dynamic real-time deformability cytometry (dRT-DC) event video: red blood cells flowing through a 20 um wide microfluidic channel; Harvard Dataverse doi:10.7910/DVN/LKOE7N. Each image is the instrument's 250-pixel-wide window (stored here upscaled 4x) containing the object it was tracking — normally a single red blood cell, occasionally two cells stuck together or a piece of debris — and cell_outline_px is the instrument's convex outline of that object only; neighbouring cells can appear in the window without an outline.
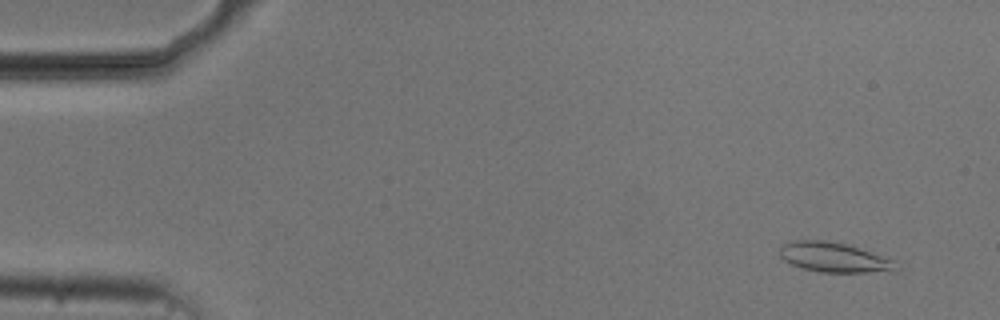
{"species": "common noctule bat (a hibernating species)", "species_latin": "Nyctalus noctula", "temperature_condition": "cold", "stored_images_in_passage": 54, "camera_frame_rate_fps": 3000, "um_per_image_px": 0.085, "animal": {"sex": "male", "body_mass_g": 20.5, "forearm_length_mm": 52.5}, "frame": {"image": 1, "passage_image": 4, "time_ms": 1.0, "image_size_px": [1000, 320], "cell_outline_px": [[900, 268], [896, 272], [820, 272], [804, 268], [792, 264], [784, 260], [780, 256], [780, 244], [792, 240], [824, 240], [844, 244], [892, 260]], "centroid_in_image_um": [70.86, 21.88], "position_along_channel_um": 14.1, "area_um2": 19.94}}
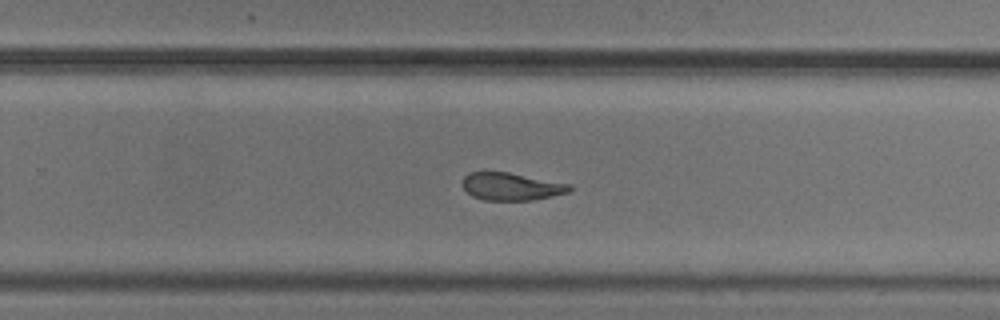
{"frame": {"image": 2, "passage_image": 35, "time_ms": 11.333, "image_size_px": [1000, 320], "cell_outline_px": [[572, 188], [568, 192], [552, 196], [532, 200], [484, 200], [472, 196], [464, 188], [464, 176], [468, 172], [508, 172], [572, 184]], "centroid_in_image_um": [43.49, 15.85], "position_along_channel_um": 286.3, "area_um2": 17.11}}
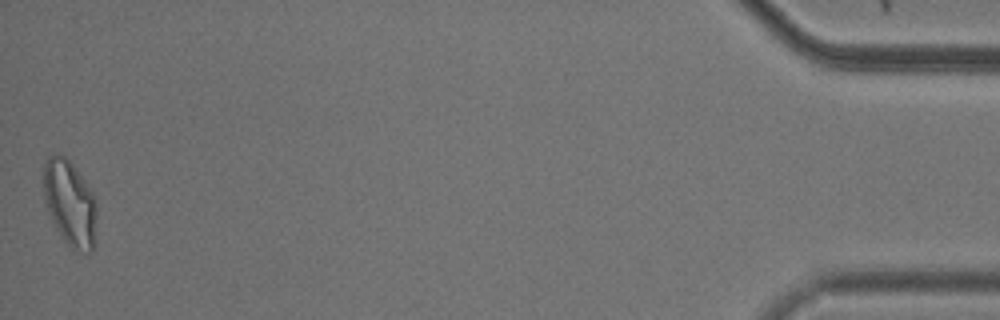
{"frame": {"image": 3, "passage_image": 54, "time_ms": 17.667, "image_size_px": [1000, 320], "cell_outline_px": [[96, 216], [92, 252], [88, 252], [72, 248], [64, 240], [56, 228], [48, 212], [44, 200], [44, 164], [48, 156], [56, 152], [64, 156], [72, 164], [84, 180], [92, 192], [96, 200]], "centroid_in_image_um": [5.92, 17.23], "position_along_channel_um": 429.3, "area_um2": 26.24}, "authors_computed_cell_mechanics": {"area_um2": 18.8139, "velocity_mm_per_s": 3.7212, "shape_relaxation_time_tau1_ms": 4.4995, "shape_relaxation_time_tau2_ms": 3.6486, "deformation_change_tau1": 0.1456, "deformation_change_tau2": 0.1138}}